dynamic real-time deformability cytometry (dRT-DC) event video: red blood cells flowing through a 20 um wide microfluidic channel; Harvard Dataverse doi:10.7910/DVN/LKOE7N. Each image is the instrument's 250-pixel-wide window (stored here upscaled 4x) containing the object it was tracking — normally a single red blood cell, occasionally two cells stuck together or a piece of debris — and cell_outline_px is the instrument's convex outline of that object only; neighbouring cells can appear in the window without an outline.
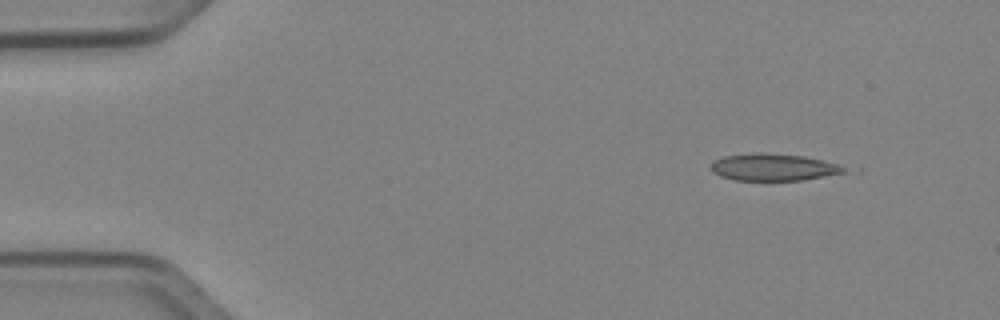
{"species": "Egyptian fruit bat (a non-hibernating species)", "species_latin": "Rousettus aegyptiacus", "temperature_condition": "cold", "stored_images_in_passage": 7, "camera_frame_rate_fps": 3000, "um_per_image_px": 0.085, "animal": {"sex": "female"}, "frame": {"image": 1, "passage_image": 1, "time_ms": 0.0, "image_size_px": [1000, 320], "cell_outline_px": [[844, 172], [800, 180], [736, 180], [720, 176], [712, 172], [708, 168], [708, 164], [712, 160], [724, 156], [752, 152], [764, 152], [804, 156], [824, 160], [836, 164], [844, 168]], "centroid_in_image_um": [65.59, 14.19], "position_along_channel_um": 19.4, "area_um2": 21.04}}